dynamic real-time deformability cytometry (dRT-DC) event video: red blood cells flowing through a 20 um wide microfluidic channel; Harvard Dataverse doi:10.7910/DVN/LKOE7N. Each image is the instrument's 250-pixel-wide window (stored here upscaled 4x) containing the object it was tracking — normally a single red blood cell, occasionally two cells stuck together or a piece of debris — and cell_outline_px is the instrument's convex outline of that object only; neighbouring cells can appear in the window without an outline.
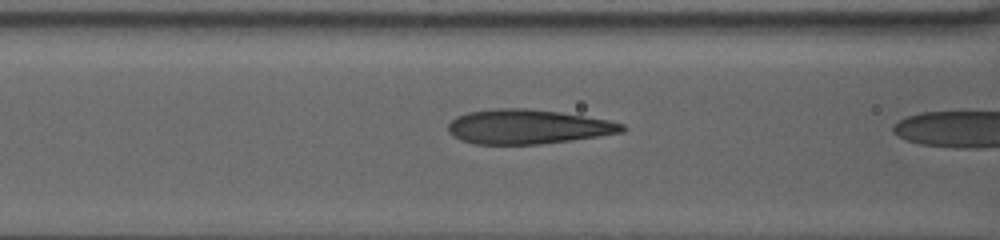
{"species": "human", "species_latin": "Homo sapiens", "temperature_condition": "warm", "stored_images_in_passage": 31, "segment_of_instrument_passage": [2, 2], "camera_frame_rate_fps": 3000, "um_per_image_px": 0.085, "donor": {"sex": "female"}, "frame": {"image": 1, "passage_image": 30, "time_ms": 9.667, "image_size_px": [1000, 240], "cell_outline_px": [[628, 128], [624, 132], [572, 140], [540, 144], [472, 144], [460, 140], [452, 136], [448, 132], [448, 124], [456, 116], [468, 112], [500, 108], [524, 108], [560, 112], [608, 120], [624, 124]], "centroid_in_image_um": [44.85, 10.78], "position_along_channel_um": 121.7, "area_um2": 35.03}}